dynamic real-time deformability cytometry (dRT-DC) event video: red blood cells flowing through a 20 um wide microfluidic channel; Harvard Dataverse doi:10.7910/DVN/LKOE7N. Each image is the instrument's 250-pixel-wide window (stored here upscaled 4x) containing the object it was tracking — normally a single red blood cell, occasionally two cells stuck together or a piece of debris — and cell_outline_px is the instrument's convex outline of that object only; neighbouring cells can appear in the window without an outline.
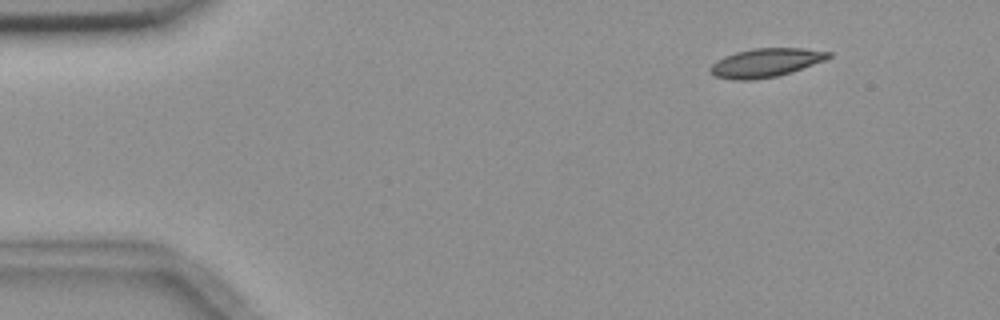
{"species": "common noctule bat (a hibernating species)", "species_latin": "Nyctalus noctula", "temperature_condition": "room temperature", "stored_images_in_passage": 4, "camera_frame_rate_fps": 3000, "um_per_image_px": 0.085, "animal": {"sex": "female", "body_mass_g": 18.4}, "frame": {"image": 1, "passage_image": 1, "time_ms": 0.0, "image_size_px": [1000, 320], "cell_outline_px": [[832, 56], [824, 60], [792, 72], [776, 76], [752, 80], [732, 80], [716, 76], [708, 72], [708, 68], [716, 60], [724, 56], [736, 52], [752, 48], [804, 48], [832, 52]], "centroid_in_image_um": [65.05, 5.33], "position_along_channel_um": 19.9, "area_um2": 19.88}}